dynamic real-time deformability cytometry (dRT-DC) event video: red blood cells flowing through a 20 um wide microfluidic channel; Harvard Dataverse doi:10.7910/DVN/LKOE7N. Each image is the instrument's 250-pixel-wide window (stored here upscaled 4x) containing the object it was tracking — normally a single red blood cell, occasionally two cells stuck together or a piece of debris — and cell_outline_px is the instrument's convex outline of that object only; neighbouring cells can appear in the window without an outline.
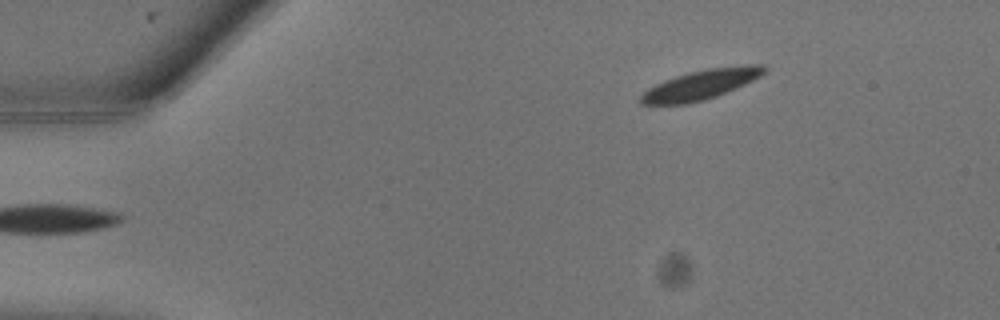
{"species": "common noctule bat (a hibernating species)", "species_latin": "Nyctalus noctula", "temperature_condition": "warm", "stored_images_in_passage": 2, "camera_frame_rate_fps": 3000, "um_per_image_px": 0.085, "animal": {"sex": "male", "body_mass_g": 13.3}, "frame": {"image": 1, "passage_image": 2, "time_ms": 0.333, "image_size_px": [1000, 320], "cell_outline_px": [[768, 68], [760, 76], [736, 88], [716, 96], [704, 100], [688, 104], [640, 104], [640, 96], [648, 88], [664, 80], [688, 72], [708, 68], [748, 64], [764, 64]], "centroid_in_image_um": [59.59, 7.18], "position_along_channel_um": 25.4, "area_um2": 21.33}}